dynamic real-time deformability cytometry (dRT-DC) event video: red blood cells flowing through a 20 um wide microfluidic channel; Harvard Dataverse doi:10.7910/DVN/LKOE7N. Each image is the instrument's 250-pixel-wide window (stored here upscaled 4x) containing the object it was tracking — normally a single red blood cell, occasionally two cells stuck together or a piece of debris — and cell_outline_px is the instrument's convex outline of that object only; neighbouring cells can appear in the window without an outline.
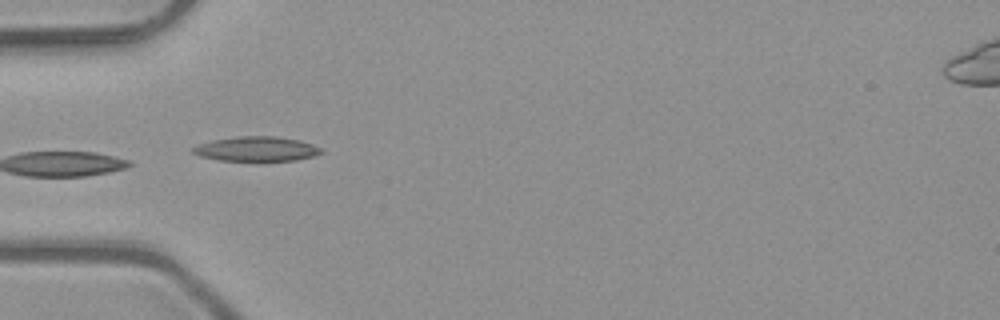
{"species": "common noctule bat (a hibernating species)", "species_latin": "Nyctalus noctula", "temperature_condition": "room temperature", "stored_images_in_passage": 7, "camera_frame_rate_fps": 3000, "um_per_image_px": 0.085, "animal": {"sex": "male", "body_mass_g": 23.1, "forearm_length_mm": 52.7}, "frame": {"image": 1, "passage_image": 4, "time_ms": 1.0, "image_size_px": [1000, 320], "cell_outline_px": [[324, 152], [312, 156], [296, 160], [220, 160], [200, 156], [192, 152], [192, 148], [200, 144], [212, 140], [236, 136], [276, 136], [300, 140], [312, 144], [320, 148]], "centroid_in_image_um": [21.81, 12.64], "position_along_channel_um": 63.2, "area_um2": 18.21}}
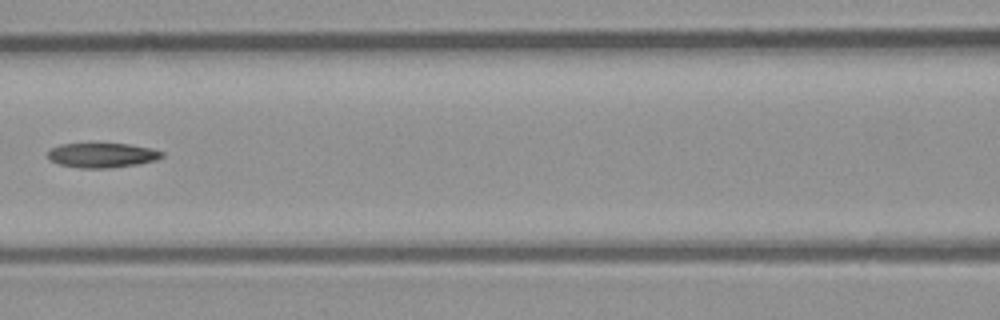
{"frame": {"image": 2, "passage_image": 6, "time_ms": 1.667, "image_size_px": [1000, 320], "cell_outline_px": [[164, 156], [156, 160], [140, 164], [112, 168], [80, 168], [60, 164], [48, 160], [48, 152], [52, 148], [60, 144], [128, 144], [152, 148], [164, 152]], "centroid_in_image_um": [8.71, 13.2], "position_along_channel_um": 157.9, "area_um2": 16.47}}
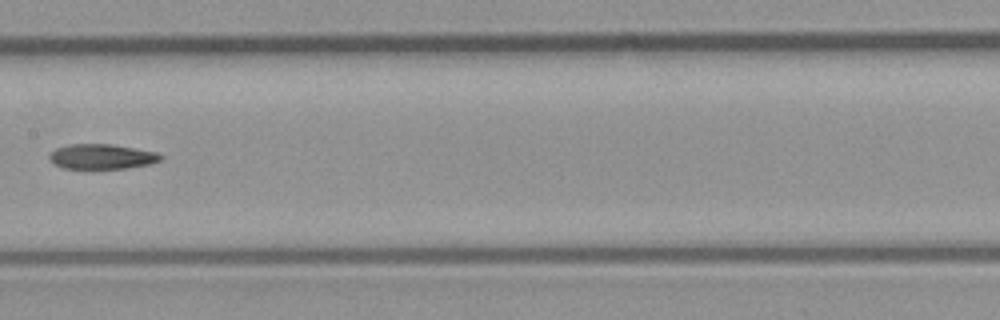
{"frame": {"image": 3, "passage_image": 7, "time_ms": 2.0, "image_size_px": [1000, 320], "cell_outline_px": [[164, 156], [160, 160], [152, 164], [124, 168], [64, 168], [52, 164], [48, 160], [48, 156], [56, 148], [68, 144], [112, 144], [156, 152]], "centroid_in_image_um": [8.63, 13.3], "position_along_channel_um": 198.8, "area_um2": 16.24}}